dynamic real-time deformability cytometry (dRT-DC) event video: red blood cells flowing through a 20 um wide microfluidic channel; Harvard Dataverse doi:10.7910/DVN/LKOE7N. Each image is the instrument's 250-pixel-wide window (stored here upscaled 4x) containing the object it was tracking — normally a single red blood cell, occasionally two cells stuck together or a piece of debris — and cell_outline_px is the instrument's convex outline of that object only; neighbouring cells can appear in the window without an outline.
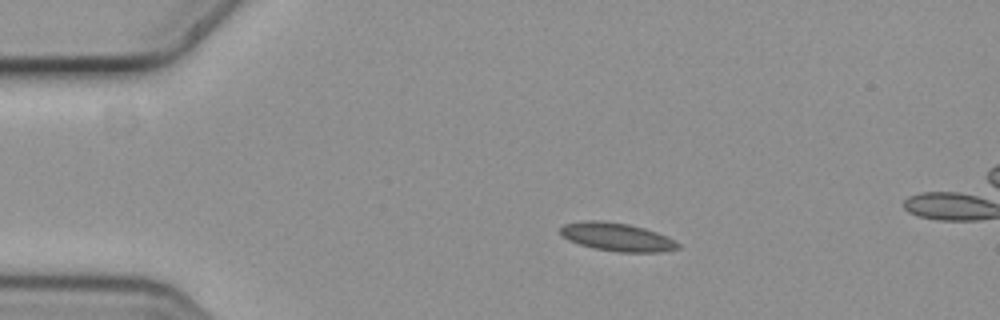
{"species": "common noctule bat (a hibernating species)", "species_latin": "Nyctalus noctula", "temperature_condition": "cold", "stored_images_in_passage": 9, "camera_frame_rate_fps": 3000, "um_per_image_px": 0.085, "animal": {"sex": "female", "body_mass_g": 19.3, "forearm_length_mm": 54.1}, "frame": {"image": 1, "passage_image": 2, "time_ms": 0.333, "image_size_px": [1000, 320], "cell_outline_px": [[680, 248], [660, 252], [620, 252], [592, 248], [568, 240], [560, 232], [560, 228], [564, 224], [584, 220], [604, 220], [628, 224], [644, 228], [668, 236], [680, 244]], "centroid_in_image_um": [52.45, 20.14], "position_along_channel_um": 32.5, "area_um2": 19.42}}
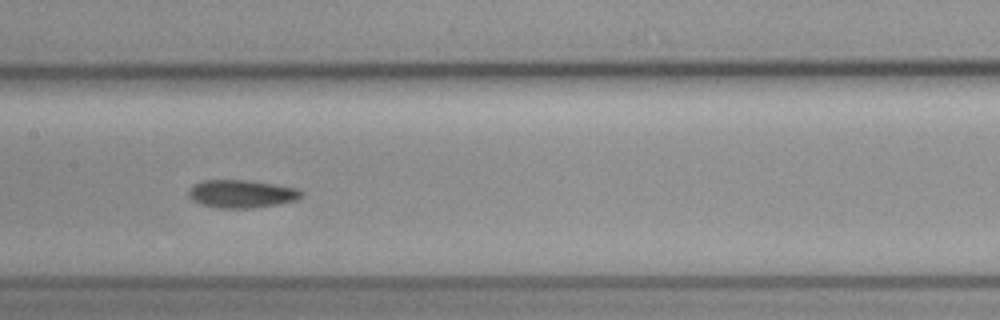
{"frame": {"image": 2, "passage_image": 7, "time_ms": 2.0, "image_size_px": [1000, 320], "cell_outline_px": [[304, 196], [296, 200], [276, 204], [252, 208], [216, 208], [200, 204], [192, 200], [188, 196], [188, 188], [200, 180], [248, 180], [296, 188], [304, 192]], "centroid_in_image_um": [20.49, 16.47], "position_along_channel_um": 186.9, "area_um2": 18.5}}
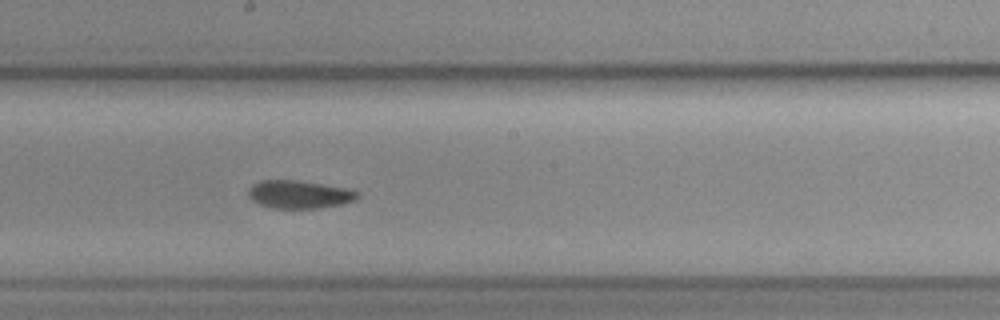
{"frame": {"image": 3, "passage_image": 8, "time_ms": 2.333, "image_size_px": [1000, 320], "cell_outline_px": [[360, 196], [356, 200], [340, 204], [316, 208], [272, 208], [260, 204], [252, 200], [248, 196], [248, 188], [252, 184], [260, 180], [296, 180], [348, 188], [360, 192]], "centroid_in_image_um": [25.43, 16.51], "position_along_channel_um": 222.8, "area_um2": 17.86}}